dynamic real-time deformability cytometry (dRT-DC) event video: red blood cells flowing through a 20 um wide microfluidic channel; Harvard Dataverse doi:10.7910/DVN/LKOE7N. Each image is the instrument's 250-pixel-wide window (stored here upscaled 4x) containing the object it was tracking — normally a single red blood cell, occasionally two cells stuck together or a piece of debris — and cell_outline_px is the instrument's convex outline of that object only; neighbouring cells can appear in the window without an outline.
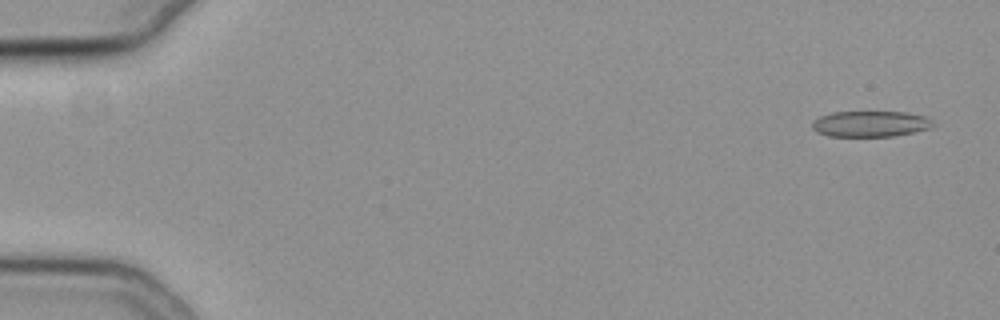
{"species": "common noctule bat (a hibernating species)", "species_latin": "Nyctalus noctula", "temperature_condition": "cold", "stored_images_in_passage": 53, "camera_frame_rate_fps": 3000, "um_per_image_px": 0.085, "animal": {"sex": "female", "body_mass_g": 19.3, "forearm_length_mm": 54.1}, "frame": {"image": 1, "passage_image": 1, "time_ms": 0.0, "image_size_px": [1000, 320], "cell_outline_px": [[932, 128], [896, 136], [828, 136], [816, 132], [812, 128], [812, 124], [820, 116], [832, 112], [904, 112], [928, 116], [932, 120]], "centroid_in_image_um": [74.01, 10.53], "position_along_channel_um": 11.0, "area_um2": 18.26}}
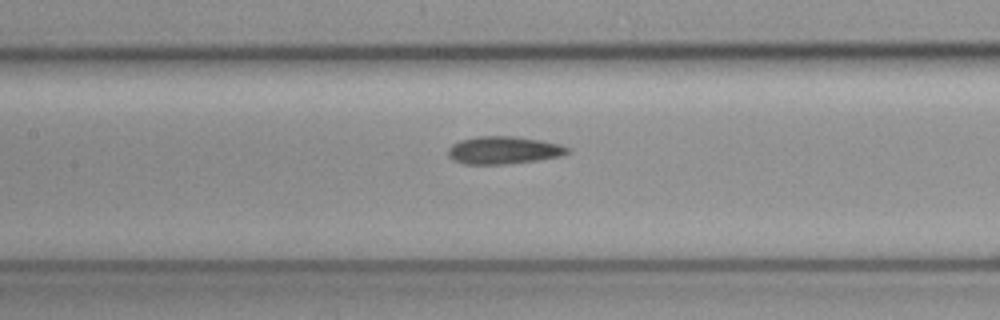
{"frame": {"image": 2, "passage_image": 25, "time_ms": 8.0, "image_size_px": [1000, 320], "cell_outline_px": [[572, 148], [568, 152], [560, 156], [536, 160], [500, 164], [464, 164], [448, 156], [448, 148], [452, 144], [460, 140], [476, 136], [516, 136], [544, 140], [560, 144]], "centroid_in_image_um": [42.82, 12.74], "position_along_channel_um": 164.6, "area_um2": 19.25}}
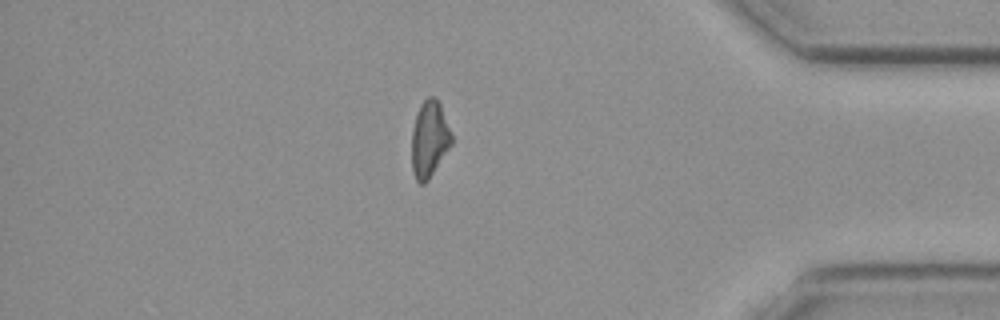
{"frame": {"image": 3, "passage_image": 46, "time_ms": 15.0, "image_size_px": [1000, 320], "cell_outline_px": [[452, 144], [428, 180], [424, 184], [420, 184], [416, 180], [412, 172], [412, 128], [416, 112], [420, 104], [428, 96], [432, 96], [440, 104], [452, 136]], "centroid_in_image_um": [36.47, 11.83], "position_along_channel_um": 398.7, "area_um2": 17.69}, "authors_computed_cell_mechanics": {"area_um2": 18.7272, "velocity_mm_per_s": 3.806, "shape_relaxation_time_tau1_ms": null, "shape_relaxation_time_tau2_ms": 7.6138, "deformation_change_tau1": null, "deformation_change_tau2": 0.1561}}